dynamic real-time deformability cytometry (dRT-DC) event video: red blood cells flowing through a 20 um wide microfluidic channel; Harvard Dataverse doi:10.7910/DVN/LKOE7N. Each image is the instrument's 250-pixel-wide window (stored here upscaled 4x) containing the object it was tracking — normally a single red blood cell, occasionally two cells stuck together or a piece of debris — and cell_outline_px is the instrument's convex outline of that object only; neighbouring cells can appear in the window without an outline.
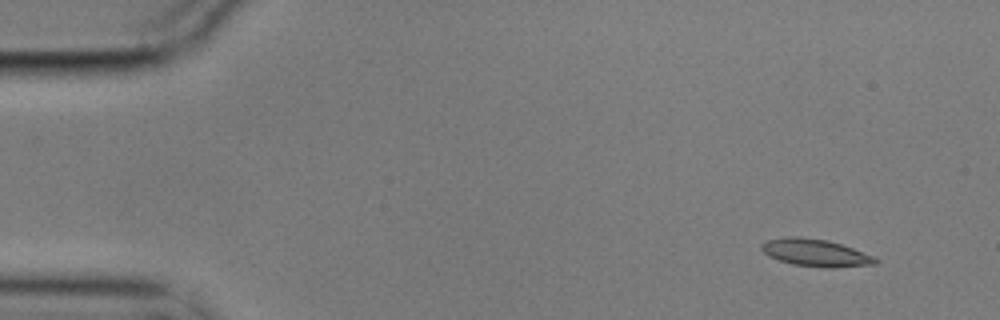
{"species": "common noctule bat (a hibernating species)", "species_latin": "Nyctalus noctula", "temperature_condition": "cold", "stored_images_in_passage": 13, "camera_frame_rate_fps": 3000, "um_per_image_px": 0.085, "animal": {"sex": "male", "body_mass_g": 17.9}, "frame": {"image": 1, "passage_image": 1, "time_ms": 0.0, "image_size_px": [1000, 320], "cell_outline_px": [[880, 260], [876, 264], [832, 268], [824, 268], [792, 264], [768, 256], [760, 248], [760, 244], [768, 240], [784, 236], [800, 236], [828, 240], [852, 248], [872, 256]], "centroid_in_image_um": [69.29, 21.48], "position_along_channel_um": 15.7, "area_um2": 18.21}}
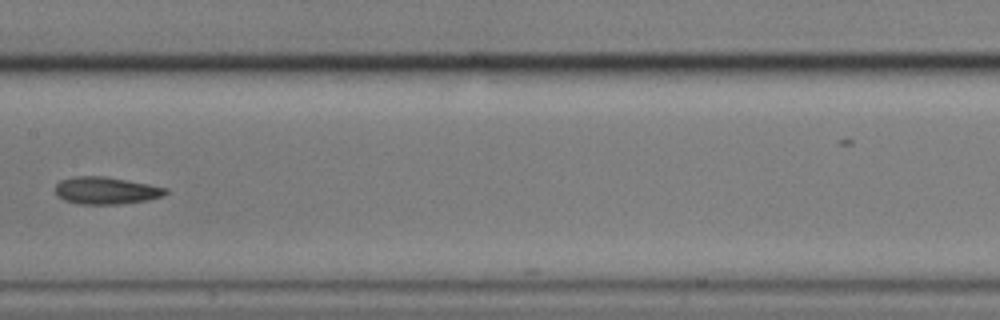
{"frame": {"image": 2, "passage_image": 7, "time_ms": 2.0, "image_size_px": [1000, 320], "cell_outline_px": [[168, 192], [164, 196], [148, 200], [120, 204], [80, 204], [64, 200], [56, 196], [56, 184], [60, 180], [72, 176], [104, 176], [128, 180], [168, 188]], "centroid_in_image_um": [9.01, 16.19], "position_along_channel_um": 198.4, "area_um2": 17.69}}
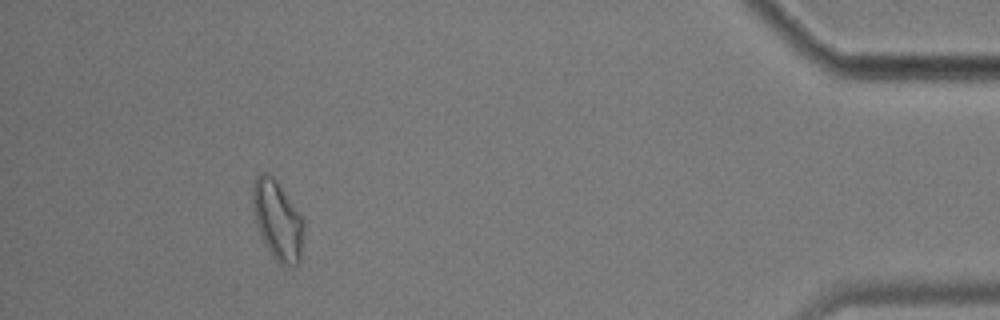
{"frame": {"image": 3, "passage_image": 13, "time_ms": 4.0, "image_size_px": [1000, 320], "cell_outline_px": [[304, 236], [300, 260], [296, 264], [280, 264], [272, 256], [256, 224], [252, 200], [252, 188], [256, 176], [260, 172], [268, 172], [276, 180], [300, 212], [304, 220]], "centroid_in_image_um": [23.61, 18.68], "position_along_channel_um": 411.6, "area_um2": 23.52}}